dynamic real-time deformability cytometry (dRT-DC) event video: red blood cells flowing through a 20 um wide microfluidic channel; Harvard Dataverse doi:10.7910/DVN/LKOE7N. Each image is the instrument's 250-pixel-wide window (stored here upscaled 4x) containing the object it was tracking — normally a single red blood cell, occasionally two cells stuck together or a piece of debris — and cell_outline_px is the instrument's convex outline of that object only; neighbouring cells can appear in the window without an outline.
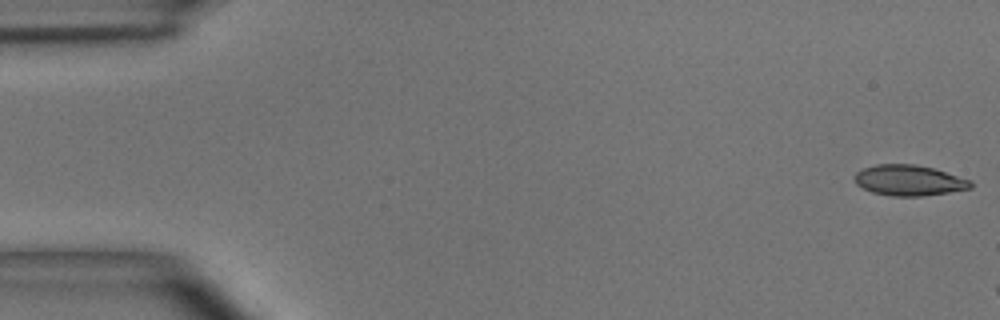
{"species": "common noctule bat (a hibernating species)", "species_latin": "Nyctalus noctula", "temperature_condition": "room temperature", "stored_images_in_passage": 11, "camera_frame_rate_fps": 3000, "um_per_image_px": 0.085, "animal": {"sex": "male", "body_mass_g": 15.6}, "frame": {"image": 1, "passage_image": 1, "time_ms": 0.0, "image_size_px": [1000, 320], "cell_outline_px": [[972, 188], [924, 196], [892, 196], [872, 192], [856, 184], [856, 172], [864, 168], [876, 164], [916, 164], [932, 168], [972, 180]], "centroid_in_image_um": [77.29, 15.33], "position_along_channel_um": 7.7, "area_um2": 20.58}}